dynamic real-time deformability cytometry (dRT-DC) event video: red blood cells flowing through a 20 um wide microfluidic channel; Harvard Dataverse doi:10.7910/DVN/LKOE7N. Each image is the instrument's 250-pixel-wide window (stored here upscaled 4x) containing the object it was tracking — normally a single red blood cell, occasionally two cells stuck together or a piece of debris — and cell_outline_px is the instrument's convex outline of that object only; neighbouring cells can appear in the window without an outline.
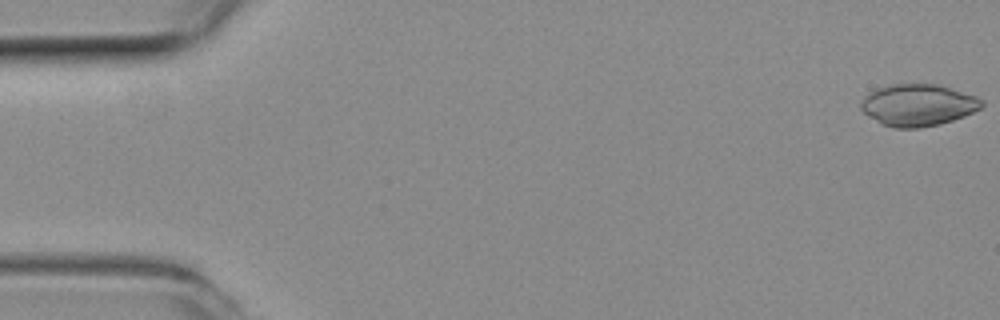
{"species": "common noctule bat (a hibernating species)", "species_latin": "Nyctalus noctula", "temperature_condition": "room temperature", "stored_images_in_passage": 51, "camera_frame_rate_fps": 3000, "um_per_image_px": 0.085, "animal": {"sex": "female", "body_mass_g": 19.3, "forearm_length_mm": 54.1}, "frame": {"image": 1, "passage_image": 1, "time_ms": 0.0, "image_size_px": [1000, 320], "cell_outline_px": [[984, 104], [980, 108], [964, 116], [940, 124], [920, 128], [892, 128], [880, 124], [868, 116], [860, 108], [860, 104], [864, 96], [868, 92], [876, 88], [892, 84], [940, 84], [976, 96], [984, 100]], "centroid_in_image_um": [78.01, 8.93], "position_along_channel_um": 7.0, "area_um2": 29.77}}
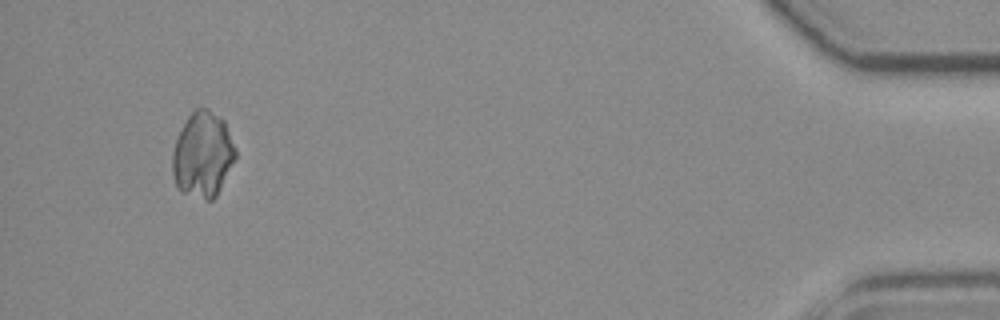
{"frame": {"image": 2, "passage_image": 49, "time_ms": 16.0, "image_size_px": [1000, 320], "cell_outline_px": [[236, 160], [216, 196], [212, 200], [208, 200], [184, 192], [176, 188], [172, 172], [172, 152], [176, 140], [188, 116], [196, 108], [208, 108], [220, 116], [224, 120], [236, 148]], "centroid_in_image_um": [17.25, 13.14], "position_along_channel_um": 418.0, "area_um2": 31.5}}